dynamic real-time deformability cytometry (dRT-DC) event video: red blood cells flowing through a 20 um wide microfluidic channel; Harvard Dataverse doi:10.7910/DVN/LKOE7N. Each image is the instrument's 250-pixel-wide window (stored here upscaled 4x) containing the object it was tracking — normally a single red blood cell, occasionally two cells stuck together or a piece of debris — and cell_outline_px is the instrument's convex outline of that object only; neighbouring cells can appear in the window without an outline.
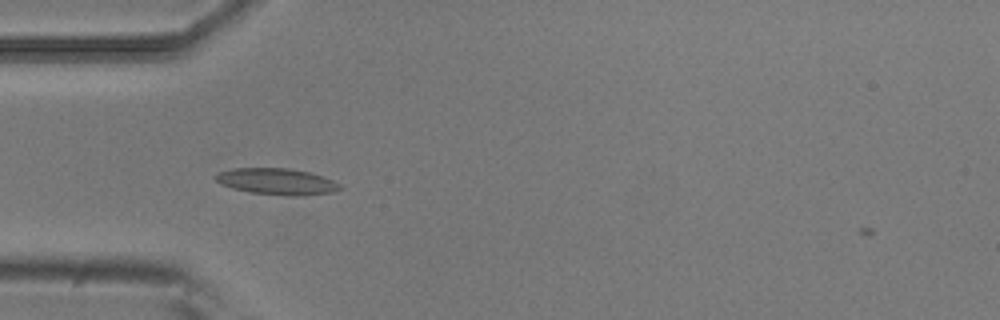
{"species": "common noctule bat (a hibernating species)", "species_latin": "Nyctalus noctula", "temperature_condition": "room temperature", "stored_images_in_passage": 2, "camera_frame_rate_fps": 3000, "um_per_image_px": 0.085, "animal": {"sex": "male", "body_mass_g": 20.5, "forearm_length_mm": 52.5}, "frame": {"image": 1, "passage_image": 1, "time_ms": 0.0, "image_size_px": [1000, 320], "cell_outline_px": [[344, 188], [332, 192], [304, 196], [288, 196], [248, 192], [232, 188], [220, 184], [212, 176], [216, 172], [232, 168], [288, 168], [308, 172], [332, 180], [340, 184]], "centroid_in_image_um": [23.48, 15.43], "position_along_channel_um": 61.5, "area_um2": 19.31}}
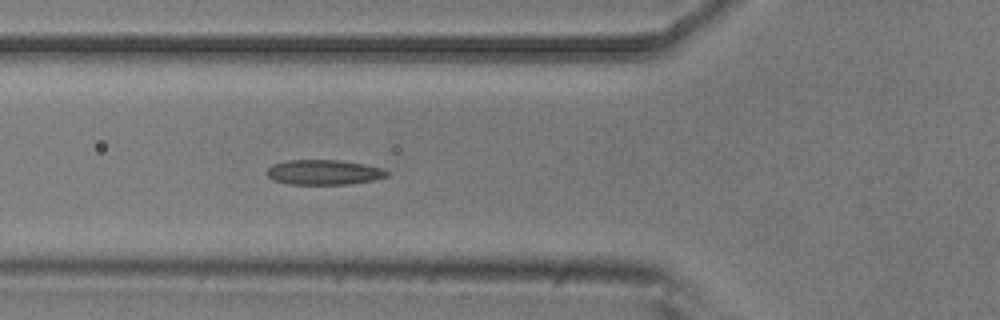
{"frame": {"image": 2, "passage_image": 2, "time_ms": 0.333, "image_size_px": [1000, 320], "cell_outline_px": [[392, 172], [388, 176], [372, 180], [348, 184], [292, 184], [276, 180], [268, 176], [268, 168], [272, 164], [288, 160], [336, 160], [364, 164], [384, 168]], "centroid_in_image_um": [27.59, 14.63], "position_along_channel_um": 98.2, "area_um2": 17.34}}